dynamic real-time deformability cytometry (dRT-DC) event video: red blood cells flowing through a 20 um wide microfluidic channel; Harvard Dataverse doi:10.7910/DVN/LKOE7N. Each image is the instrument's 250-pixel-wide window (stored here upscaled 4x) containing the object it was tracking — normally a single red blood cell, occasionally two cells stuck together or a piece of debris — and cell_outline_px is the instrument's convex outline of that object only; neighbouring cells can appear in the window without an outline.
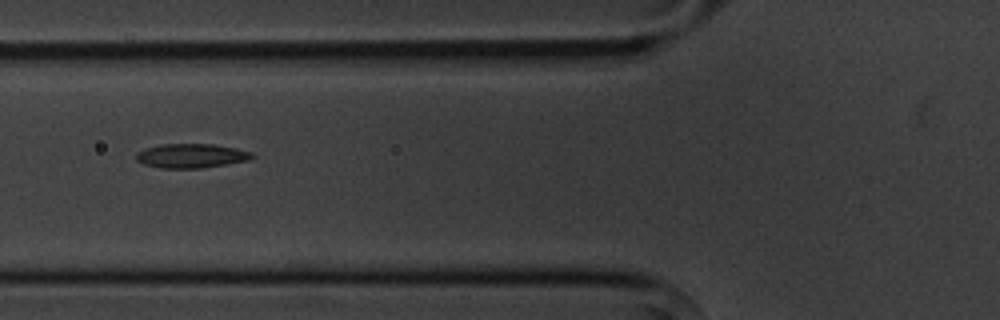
{"species": "common noctule bat (a hibernating species)", "species_latin": "Nyctalus noctula", "temperature_condition": "cold", "stored_images_in_passage": 7, "camera_frame_rate_fps": 3000, "um_per_image_px": 0.085, "animal": {"sex": "male", "body_mass_g": 20.1, "forearm_length_mm": 53.5}, "frame": {"image": 1, "passage_image": 3, "time_ms": 2.333, "image_size_px": [1000, 320], "cell_outline_px": [[256, 156], [252, 160], [228, 164], [200, 168], [160, 168], [144, 164], [136, 160], [136, 152], [144, 148], [160, 144], [212, 144], [236, 148], [252, 152]], "centroid_in_image_um": [16.28, 13.24], "position_along_channel_um": 109.5, "area_um2": 16.59}}
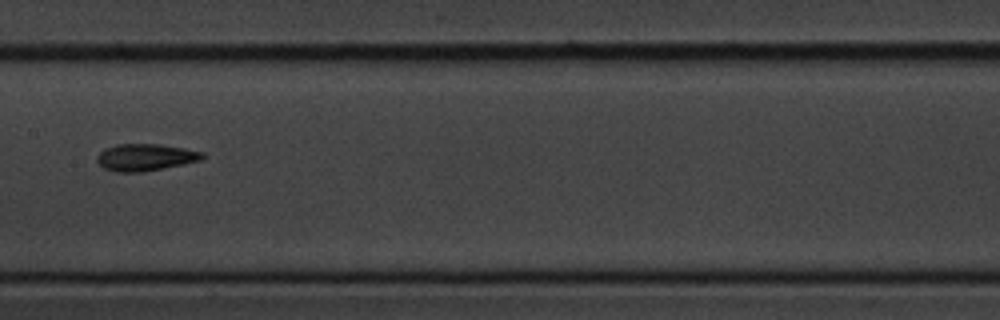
{"frame": {"image": 2, "passage_image": 5, "time_ms": 4.667, "image_size_px": [1000, 320], "cell_outline_px": [[204, 156], [200, 160], [184, 164], [144, 172], [116, 172], [104, 168], [96, 160], [96, 156], [104, 148], [116, 144], [160, 144], [184, 148], [204, 152]], "centroid_in_image_um": [12.34, 13.37], "position_along_channel_um": 195.1, "area_um2": 16.65}}
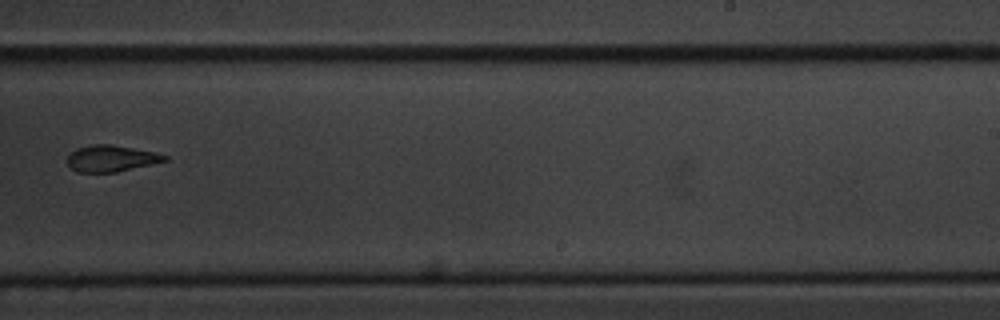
{"frame": {"image": 3, "passage_image": 7, "time_ms": 7.0, "image_size_px": [1000, 320], "cell_outline_px": [[168, 160], [116, 172], [76, 172], [68, 164], [68, 156], [76, 148], [92, 144], [108, 144], [156, 152], [168, 156]], "centroid_in_image_um": [9.45, 13.46], "position_along_channel_um": 279.6, "area_um2": 14.8}}